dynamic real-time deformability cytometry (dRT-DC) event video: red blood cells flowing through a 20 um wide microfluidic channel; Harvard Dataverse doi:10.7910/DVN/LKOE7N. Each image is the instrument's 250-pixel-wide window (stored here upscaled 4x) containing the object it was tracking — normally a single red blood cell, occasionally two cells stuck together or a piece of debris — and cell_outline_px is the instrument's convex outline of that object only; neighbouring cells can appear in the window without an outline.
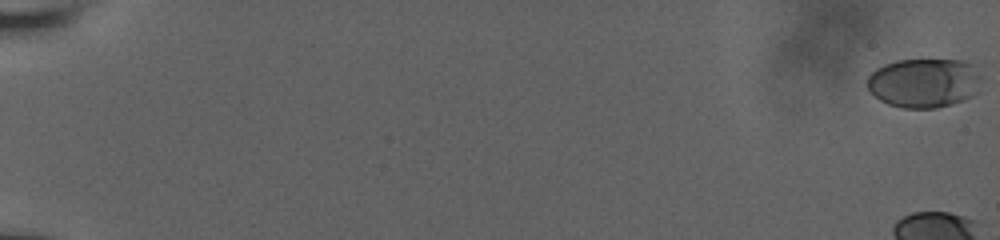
{"species": "human", "species_latin": "Homo sapiens", "temperature_condition": "room temperature", "stored_images_in_passage": 14, "camera_frame_rate_fps": 3000, "um_per_image_px": 0.085, "donor": {"sex": "male"}, "frame": {"image": 1, "passage_image": 1, "time_ms": 0.0, "image_size_px": [1000, 240], "cell_outline_px": [[980, 76], [976, 92], [972, 96], [964, 100], [952, 104], [936, 108], [904, 108], [888, 104], [880, 100], [868, 88], [868, 76], [876, 68], [884, 64], [896, 60], [960, 60], [976, 64], [980, 68]], "centroid_in_image_um": [78.58, 7.03], "position_along_channel_um": 6.4, "area_um2": 33.0}}